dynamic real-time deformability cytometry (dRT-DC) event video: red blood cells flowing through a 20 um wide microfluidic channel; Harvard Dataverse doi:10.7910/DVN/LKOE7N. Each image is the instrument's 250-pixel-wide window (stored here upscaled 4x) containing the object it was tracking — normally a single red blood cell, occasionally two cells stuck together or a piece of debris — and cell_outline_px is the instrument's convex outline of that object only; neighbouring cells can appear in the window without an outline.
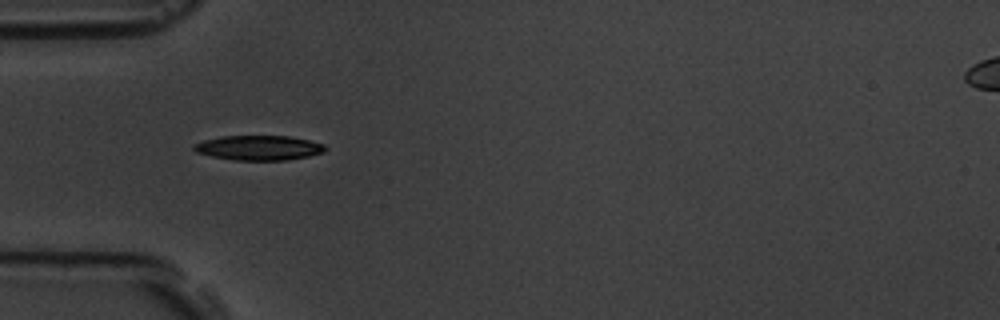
{"species": "common noctule bat (a hibernating species)", "species_latin": "Nyctalus noctula", "temperature_condition": "room temperature", "stored_images_in_passage": 5, "camera_frame_rate_fps": 3000, "um_per_image_px": 0.085, "animal": {"sex": "male", "body_mass_g": 19.5, "forearm_length_mm": 54.6}, "frame": {"image": 1, "passage_image": 4, "time_ms": 3.667, "image_size_px": [1000, 320], "cell_outline_px": [[328, 148], [324, 152], [308, 156], [288, 160], [236, 160], [212, 156], [196, 152], [192, 148], [192, 144], [204, 140], [220, 136], [288, 136], [308, 140], [324, 144]], "centroid_in_image_um": [21.99, 12.56], "position_along_channel_um": 63.0, "area_um2": 18.96}}
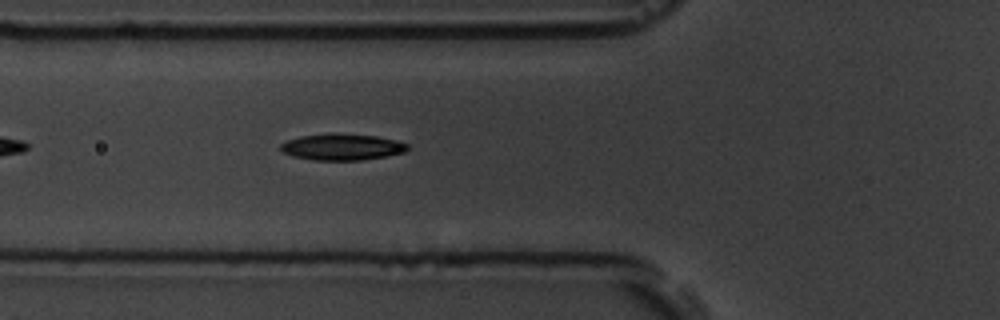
{"frame": {"image": 2, "passage_image": 5, "time_ms": 4.667, "image_size_px": [1000, 320], "cell_outline_px": [[408, 148], [404, 152], [388, 156], [360, 160], [312, 160], [292, 156], [284, 152], [280, 148], [280, 144], [288, 140], [300, 136], [332, 132], [376, 136], [396, 140], [408, 144]], "centroid_in_image_um": [29.07, 12.48], "position_along_channel_um": 96.7, "area_um2": 19.65}}